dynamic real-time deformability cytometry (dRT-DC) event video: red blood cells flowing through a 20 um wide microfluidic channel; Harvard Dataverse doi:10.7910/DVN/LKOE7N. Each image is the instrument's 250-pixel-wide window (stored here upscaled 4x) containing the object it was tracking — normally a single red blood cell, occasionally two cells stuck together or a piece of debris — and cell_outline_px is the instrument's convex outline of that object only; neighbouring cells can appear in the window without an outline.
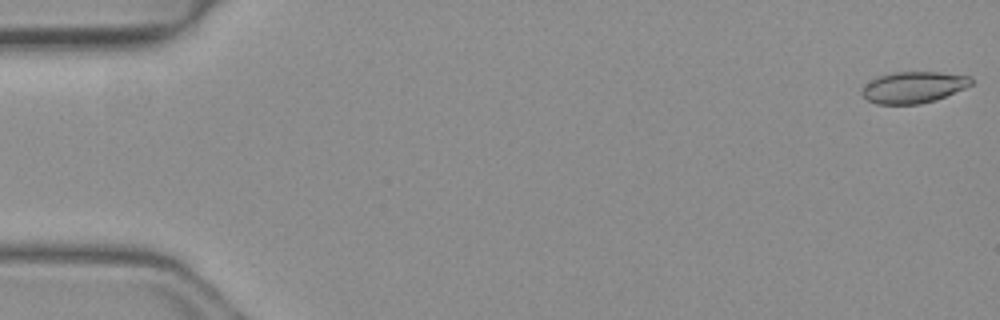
{"species": "common noctule bat (a hibernating species)", "species_latin": "Nyctalus noctula", "temperature_condition": "warm", "stored_images_in_passage": 50, "camera_frame_rate_fps": 3000, "um_per_image_px": 0.085, "animal": {"sex": "female", "body_mass_g": 19.3, "forearm_length_mm": 54.1}, "frame": {"image": 1, "passage_image": 1, "time_ms": 0.0, "image_size_px": [1000, 320], "cell_outline_px": [[972, 84], [964, 88], [936, 100], [920, 104], [876, 104], [868, 100], [860, 92], [860, 88], [876, 76], [896, 72], [936, 72], [972, 76]], "centroid_in_image_um": [77.61, 7.42], "position_along_channel_um": 7.4, "area_um2": 20.06}}
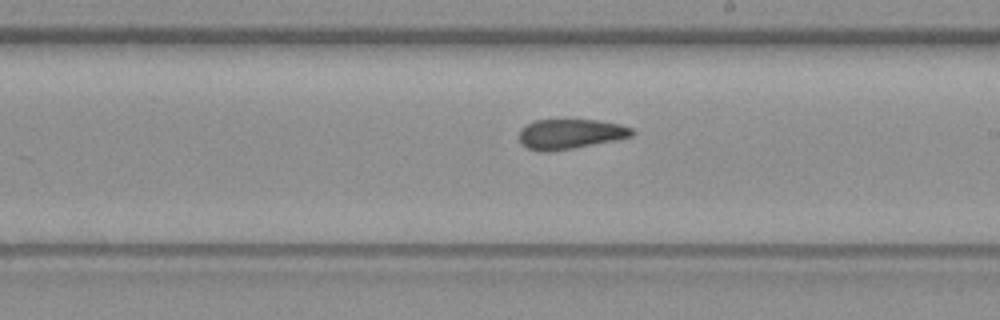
{"frame": {"image": 2, "passage_image": 29, "time_ms": 9.333, "image_size_px": [1000, 320], "cell_outline_px": [[636, 132], [632, 136], [616, 140], [552, 152], [540, 152], [528, 148], [520, 144], [520, 128], [536, 120], [596, 120], [620, 124], [632, 128]], "centroid_in_image_um": [48.47, 11.4], "position_along_channel_um": 240.5, "area_um2": 19.77}}
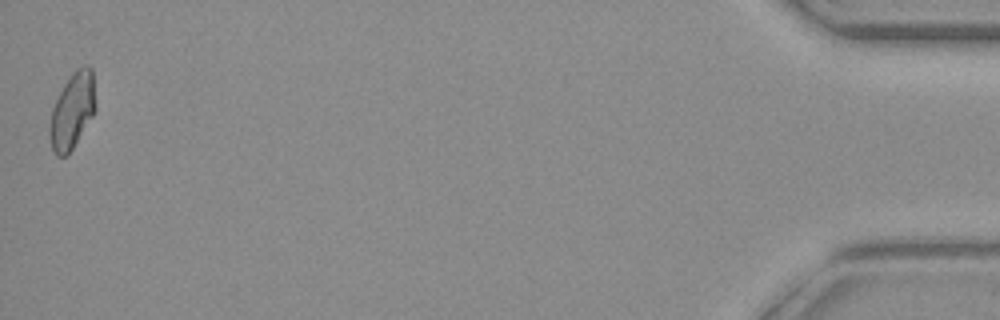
{"frame": {"image": 3, "passage_image": 50, "time_ms": 16.333, "image_size_px": [1000, 320], "cell_outline_px": [[96, 108], [92, 116], [72, 148], [64, 156], [56, 156], [52, 148], [48, 132], [48, 128], [52, 108], [64, 84], [72, 72], [76, 68], [84, 64], [88, 64], [92, 68], [96, 104]], "centroid_in_image_um": [6.14, 9.36], "position_along_channel_um": 429.1, "area_um2": 20.23}, "authors_computed_cell_mechanics": {"area_um2": 20.0566, "velocity_mm_per_s": 4.1123, "shape_relaxation_time_tau1_ms": null, "shape_relaxation_time_tau2_ms": 2.7925, "deformation_change_tau1": null, "deformation_change_tau2": 0.0925}}